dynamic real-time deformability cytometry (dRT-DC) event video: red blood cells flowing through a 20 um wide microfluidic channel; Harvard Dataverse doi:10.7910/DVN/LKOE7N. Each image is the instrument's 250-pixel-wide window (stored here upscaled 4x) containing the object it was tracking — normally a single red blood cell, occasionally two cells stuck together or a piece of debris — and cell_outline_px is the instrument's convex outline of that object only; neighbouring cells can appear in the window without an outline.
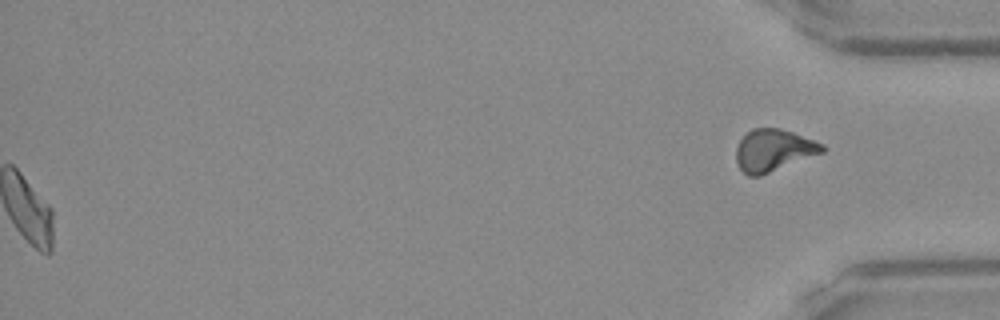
{"species": "Egyptian fruit bat (a non-hibernating species)", "species_latin": "Rousettus aegyptiacus", "temperature_condition": "warm", "stored_images_in_passage": 53, "segment_of_instrument_passage": [2, 2], "camera_frame_rate_fps": 3000, "um_per_image_px": 0.085, "frame": {"image": 1, "passage_image": 53, "time_ms": 17.333, "image_size_px": [1000, 320], "cell_outline_px": [[828, 148], [824, 152], [760, 176], [748, 176], [740, 168], [736, 160], [736, 148], [740, 140], [752, 128], [780, 128], [792, 132], [824, 144]], "centroid_in_image_um": [65.76, 12.77], "position_along_channel_um": 369.4, "area_um2": 21.04}}